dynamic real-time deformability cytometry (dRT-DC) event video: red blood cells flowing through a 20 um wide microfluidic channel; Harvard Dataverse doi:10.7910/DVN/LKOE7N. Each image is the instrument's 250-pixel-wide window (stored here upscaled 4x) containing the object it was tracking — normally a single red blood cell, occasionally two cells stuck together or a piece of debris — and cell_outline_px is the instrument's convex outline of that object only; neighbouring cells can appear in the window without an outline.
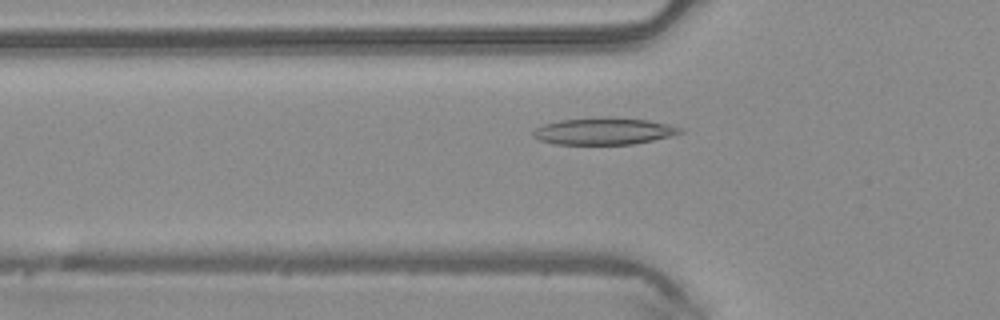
{"species": "common noctule bat (a hibernating species)", "species_latin": "Nyctalus noctula", "temperature_condition": "warm", "stored_images_in_passage": 45, "camera_frame_rate_fps": 3000, "um_per_image_px": 0.085, "animal": {"sex": "male", "body_mass_g": 20.4}, "frame": {"image": 1, "passage_image": 12, "time_ms": 3.667, "image_size_px": [1000, 320], "cell_outline_px": [[684, 132], [672, 136], [632, 144], [552, 144], [540, 140], [532, 136], [532, 132], [536, 128], [544, 124], [560, 120], [648, 120], [668, 124], [684, 128]], "centroid_in_image_um": [51.34, 11.2], "position_along_channel_um": 74.5, "area_um2": 21.96}}
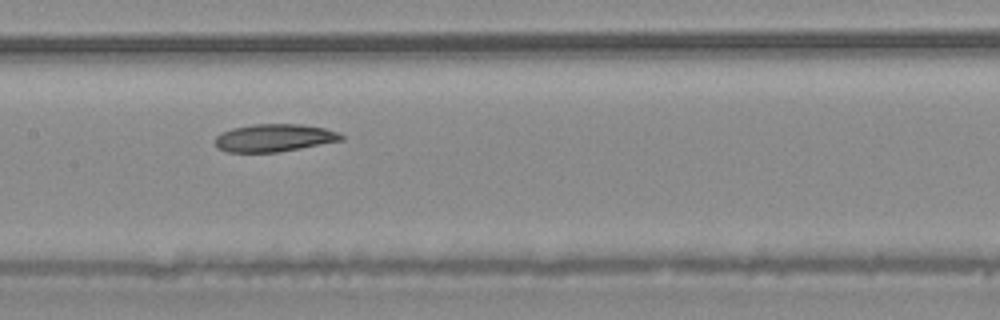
{"frame": {"image": 2, "passage_image": 20, "time_ms": 6.333, "image_size_px": [1000, 320], "cell_outline_px": [[344, 140], [280, 152], [228, 152], [216, 148], [212, 140], [220, 132], [232, 128], [252, 124], [300, 124], [324, 128], [340, 132], [344, 136]], "centroid_in_image_um": [23.27, 11.72], "position_along_channel_um": 184.1, "area_um2": 20.69}}
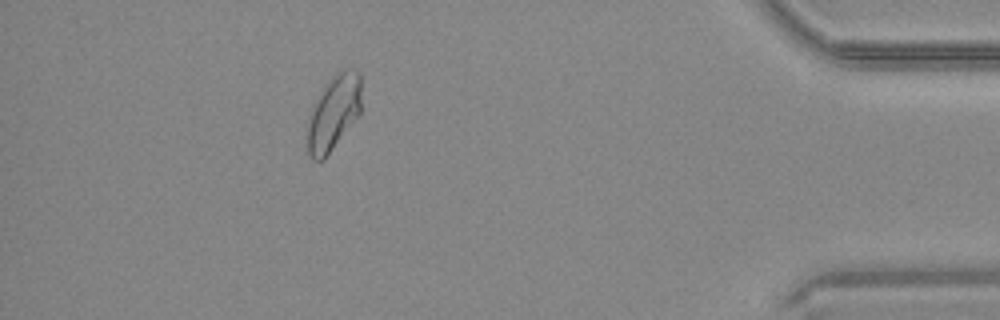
{"frame": {"image": 3, "passage_image": 40, "time_ms": 13.0, "image_size_px": [1000, 320], "cell_outline_px": [[360, 112], [324, 160], [312, 160], [308, 156], [304, 140], [308, 120], [312, 104], [328, 80], [336, 72], [344, 68], [356, 68], [360, 76]], "centroid_in_image_um": [28.29, 9.6], "position_along_channel_um": 406.9, "area_um2": 24.04}, "authors_computed_cell_mechanics": {"area_um2": 22.0218, "velocity_mm_per_s": 4.0909, "shape_relaxation_time_tau1_ms": 5.4948, "shape_relaxation_time_tau2_ms": 9.3224, "deformation_change_tau1": 0.1477, "deformation_change_tau2": 0.1624}}